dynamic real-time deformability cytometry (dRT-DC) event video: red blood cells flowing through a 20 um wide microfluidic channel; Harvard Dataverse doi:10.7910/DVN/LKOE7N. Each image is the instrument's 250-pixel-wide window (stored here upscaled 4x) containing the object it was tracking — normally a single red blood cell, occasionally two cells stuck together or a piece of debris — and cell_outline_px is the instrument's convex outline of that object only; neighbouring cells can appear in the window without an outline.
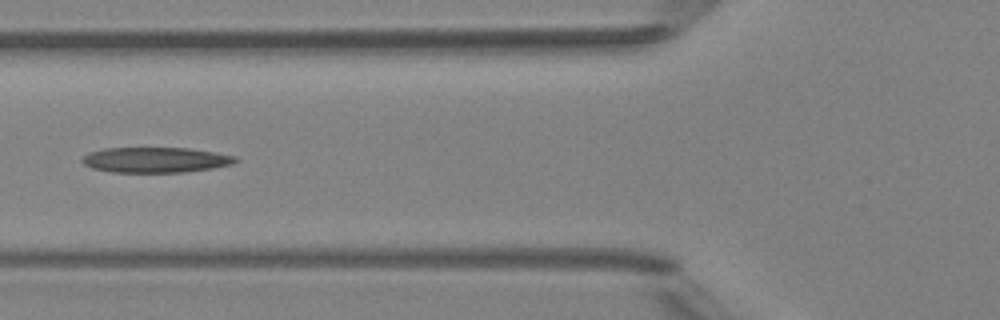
{"species": "Egyptian fruit bat (a non-hibernating species)", "species_latin": "Rousettus aegyptiacus", "temperature_condition": "room temperature", "stored_images_in_passage": 5, "camera_frame_rate_fps": 3000, "um_per_image_px": 0.085, "animal": {"sex": "female"}, "frame": {"image": 1, "passage_image": 4, "time_ms": 4.333, "image_size_px": [1000, 320], "cell_outline_px": [[240, 160], [232, 164], [212, 168], [184, 172], [112, 172], [92, 168], [84, 164], [80, 160], [88, 152], [104, 148], [188, 148], [216, 152], [236, 156]], "centroid_in_image_um": [13.23, 13.58], "position_along_channel_um": 112.6, "area_um2": 22.72}}
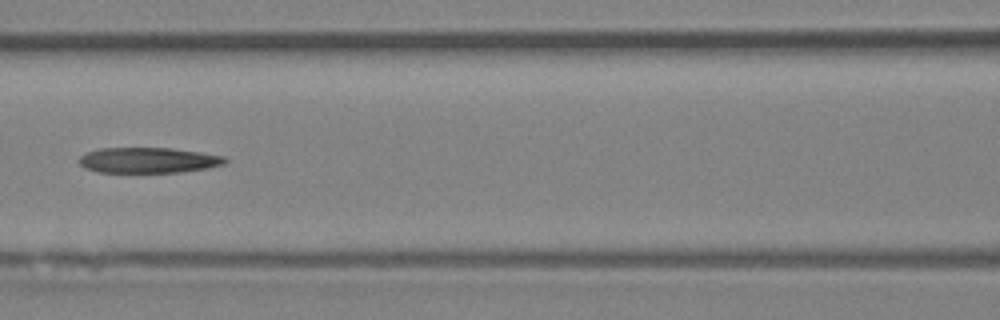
{"frame": {"image": 2, "passage_image": 5, "time_ms": 5.333, "image_size_px": [1000, 320], "cell_outline_px": [[228, 160], [224, 164], [208, 168], [180, 172], [96, 172], [84, 168], [76, 160], [80, 156], [88, 152], [100, 148], [172, 148], [200, 152], [224, 156]], "centroid_in_image_um": [12.58, 13.62], "position_along_channel_um": 154.0, "area_um2": 21.79}}